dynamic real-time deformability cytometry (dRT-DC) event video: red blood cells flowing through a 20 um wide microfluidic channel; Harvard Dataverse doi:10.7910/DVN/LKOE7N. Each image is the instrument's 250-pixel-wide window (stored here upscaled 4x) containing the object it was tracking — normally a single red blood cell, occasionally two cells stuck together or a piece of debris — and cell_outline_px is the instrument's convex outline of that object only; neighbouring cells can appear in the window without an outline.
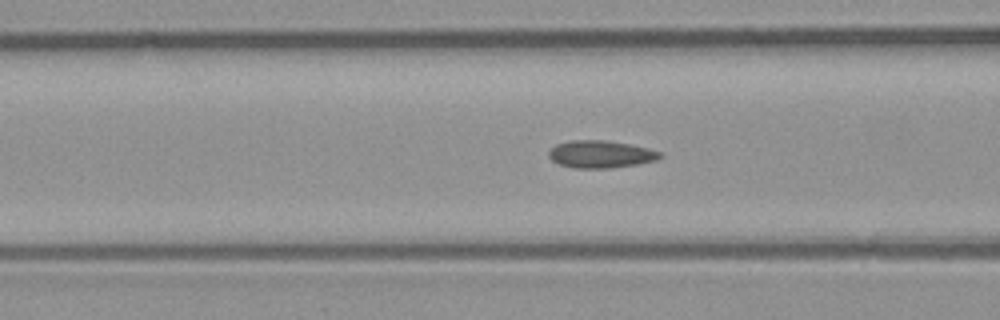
{"species": "common noctule bat (a hibernating species)", "species_latin": "Nyctalus noctula", "temperature_condition": "room temperature", "stored_images_in_passage": 42, "camera_frame_rate_fps": 3000, "um_per_image_px": 0.085, "animal": {"sex": "male", "body_mass_g": 23.1, "forearm_length_mm": 52.7}, "frame": {"image": 1, "passage_image": 21, "time_ms": 6.667, "image_size_px": [1000, 320], "cell_outline_px": [[664, 156], [656, 160], [636, 164], [608, 168], [576, 168], [560, 164], [552, 160], [548, 156], [548, 152], [556, 144], [572, 140], [608, 140], [648, 148], [664, 152]], "centroid_in_image_um": [51.09, 13.1], "position_along_channel_um": 115.5, "area_um2": 17.74}}
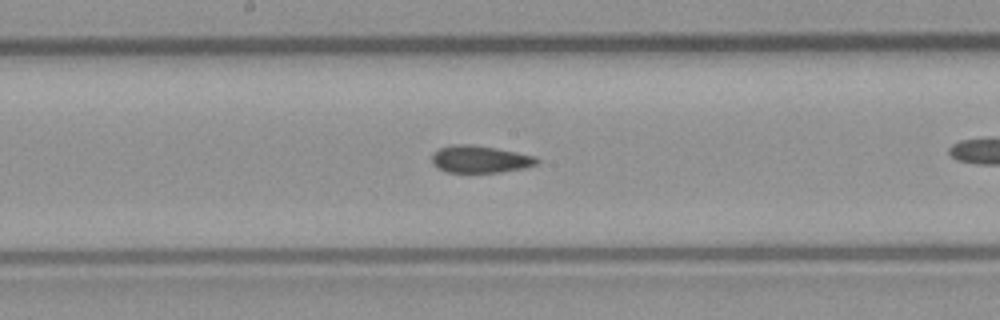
{"frame": {"image": 2, "passage_image": 28, "time_ms": 9.0, "image_size_px": [1000, 320], "cell_outline_px": [[540, 160], [536, 164], [524, 168], [500, 172], [444, 172], [436, 168], [432, 164], [432, 152], [440, 148], [452, 144], [464, 144], [496, 148], [536, 156]], "centroid_in_image_um": [40.76, 13.54], "position_along_channel_um": 207.4, "area_um2": 16.7}}
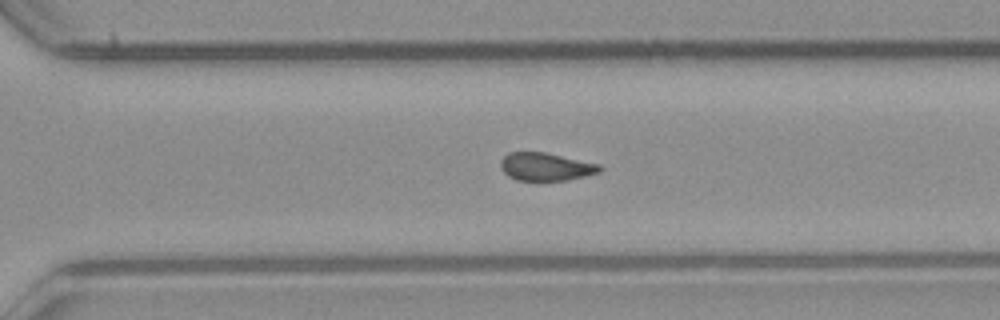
{"frame": {"image": 3, "passage_image": 37, "time_ms": 12.0, "image_size_px": [1000, 320], "cell_outline_px": [[604, 168], [600, 172], [568, 180], [536, 184], [516, 180], [508, 176], [500, 168], [500, 160], [508, 152], [544, 152], [600, 164]], "centroid_in_image_um": [46.36, 14.22], "position_along_channel_um": 324.2, "area_um2": 16.94}}